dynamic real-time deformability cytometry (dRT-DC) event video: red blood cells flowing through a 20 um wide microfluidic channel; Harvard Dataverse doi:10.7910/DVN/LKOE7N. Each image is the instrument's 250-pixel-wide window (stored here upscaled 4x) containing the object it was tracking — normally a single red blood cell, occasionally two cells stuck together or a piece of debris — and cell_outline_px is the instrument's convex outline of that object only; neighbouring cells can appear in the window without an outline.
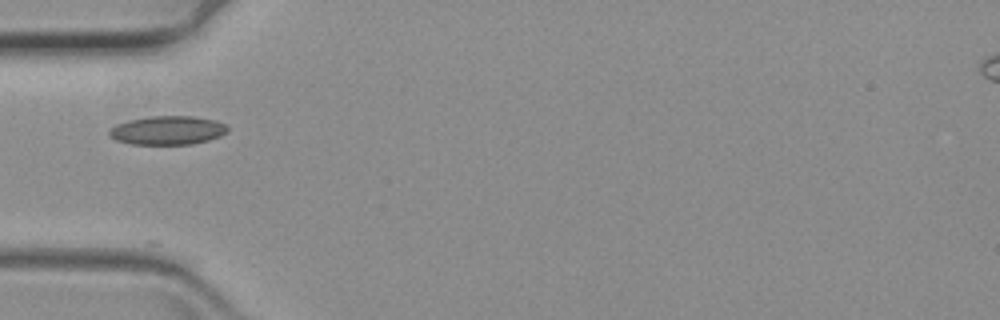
{"species": "common noctule bat (a hibernating species)", "species_latin": "Nyctalus noctula", "temperature_condition": "warm", "stored_images_in_passage": 43, "camera_frame_rate_fps": 3000, "um_per_image_px": 0.085, "animal": {"sex": "female", "body_mass_g": 19.3, "forearm_length_mm": 54.1}, "frame": {"image": 1, "passage_image": 1, "time_ms": 0.0, "image_size_px": [1000, 320], "cell_outline_px": [[228, 132], [220, 136], [208, 140], [192, 144], [132, 144], [116, 140], [108, 136], [108, 132], [116, 124], [128, 120], [152, 116], [192, 116], [216, 120], [224, 124], [228, 128]], "centroid_in_image_um": [14.24, 11.07], "position_along_channel_um": 70.8, "area_um2": 19.83}}
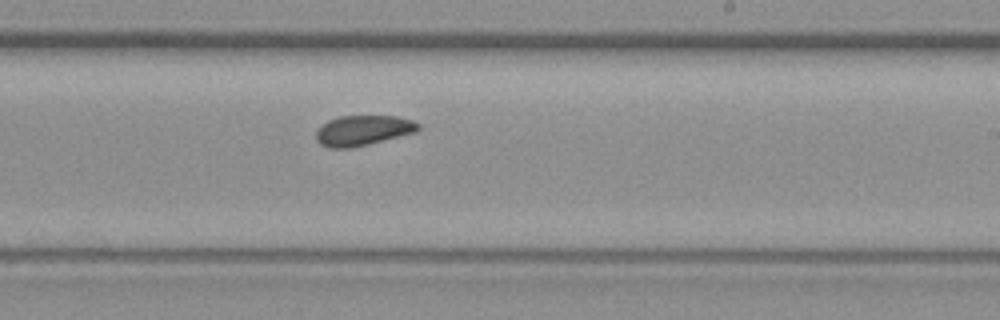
{"frame": {"image": 2, "passage_image": 18, "time_ms": 5.667, "image_size_px": [1000, 320], "cell_outline_px": [[420, 128], [416, 132], [352, 148], [328, 148], [320, 144], [316, 140], [316, 132], [320, 124], [328, 120], [340, 116], [396, 116], [412, 120], [420, 124]], "centroid_in_image_um": [30.82, 11.08], "position_along_channel_um": 258.2, "area_um2": 18.09}}
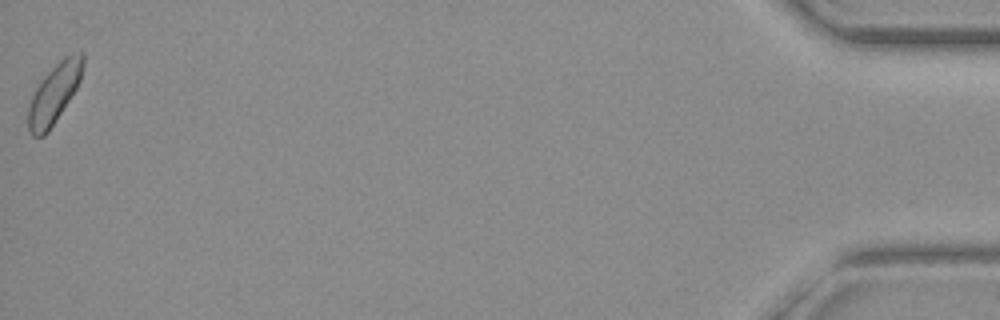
{"frame": {"image": 3, "passage_image": 43, "time_ms": 14.0, "image_size_px": [1000, 320], "cell_outline_px": [[84, 64], [80, 80], [76, 88], [48, 132], [44, 136], [32, 136], [28, 132], [28, 108], [32, 96], [40, 80], [64, 56], [72, 52], [80, 52], [84, 56]], "centroid_in_image_um": [4.6, 7.94], "position_along_channel_um": 430.6, "area_um2": 18.79}}